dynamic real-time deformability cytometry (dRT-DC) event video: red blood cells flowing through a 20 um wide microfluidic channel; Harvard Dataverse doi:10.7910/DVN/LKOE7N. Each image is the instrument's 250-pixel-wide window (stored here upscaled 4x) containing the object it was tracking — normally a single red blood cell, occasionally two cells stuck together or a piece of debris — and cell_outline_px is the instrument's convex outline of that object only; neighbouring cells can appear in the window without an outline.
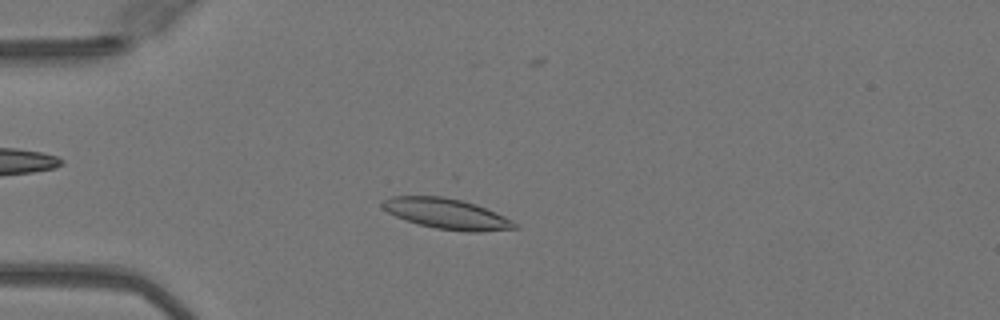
{"species": "Egyptian fruit bat (a non-hibernating species)", "species_latin": "Rousettus aegyptiacus", "temperature_condition": "warm", "stored_images_in_passage": 50, "camera_frame_rate_fps": 3000, "um_per_image_px": 0.085, "animal": {"sex": "female"}, "frame": {"image": 1, "passage_image": 12, "time_ms": 3.667, "image_size_px": [1000, 320], "cell_outline_px": [[520, 224], [516, 228], [480, 232], [468, 232], [436, 228], [404, 220], [388, 212], [380, 204], [384, 200], [392, 196], [456, 196], [496, 212]], "centroid_in_image_um": [38.01, 18.15], "position_along_channel_um": 47.0, "area_um2": 23.76}}
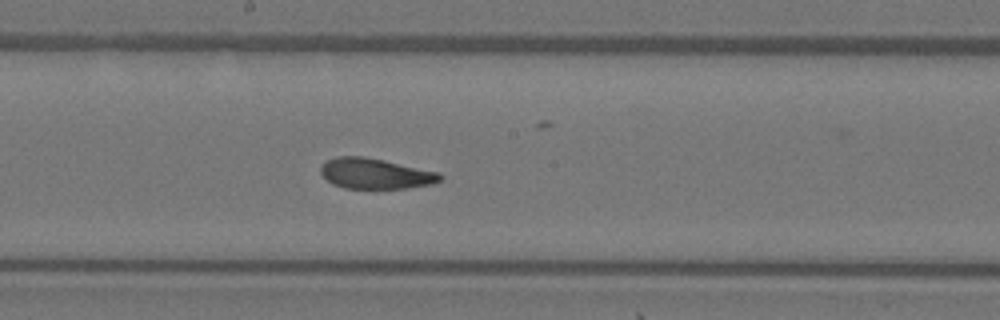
{"frame": {"image": 2, "passage_image": 26, "time_ms": 8.333, "image_size_px": [1000, 320], "cell_outline_px": [[444, 176], [440, 180], [432, 184], [404, 188], [344, 188], [332, 184], [320, 172], [320, 164], [336, 156], [364, 156], [384, 160], [440, 172]], "centroid_in_image_um": [31.9, 14.74], "position_along_channel_um": 216.3, "area_um2": 21.27}}
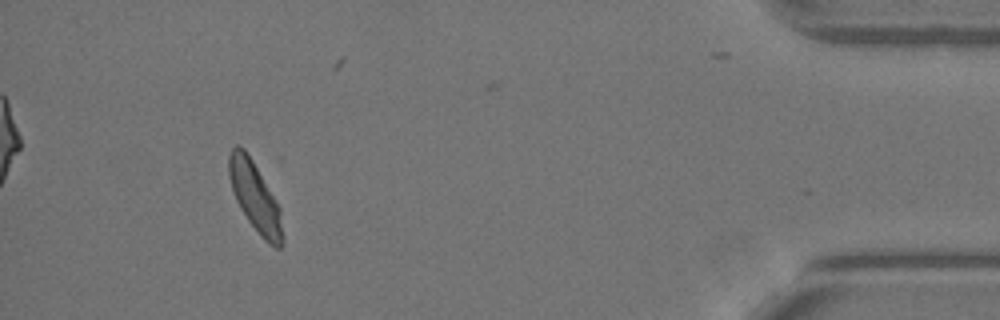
{"frame": {"image": 3, "passage_image": 45, "time_ms": 14.667, "image_size_px": [1000, 320], "cell_outline_px": [[284, 244], [280, 248], [276, 248], [268, 244], [260, 236], [248, 220], [240, 208], [236, 200], [228, 176], [228, 156], [232, 148], [236, 144], [240, 144], [244, 148], [252, 160], [280, 208], [284, 236]], "centroid_in_image_um": [21.68, 16.77], "position_along_channel_um": 413.5, "area_um2": 21.73}, "authors_computed_cell_mechanics": {"area_um2": 21.9062, "velocity_mm_per_s": 4.0492, "shape_relaxation_time_tau1_ms": 5.5667, "shape_relaxation_time_tau2_ms": 1.4039, "deformation_change_tau1": 0.1646, "deformation_change_tau2": 0.0769}}